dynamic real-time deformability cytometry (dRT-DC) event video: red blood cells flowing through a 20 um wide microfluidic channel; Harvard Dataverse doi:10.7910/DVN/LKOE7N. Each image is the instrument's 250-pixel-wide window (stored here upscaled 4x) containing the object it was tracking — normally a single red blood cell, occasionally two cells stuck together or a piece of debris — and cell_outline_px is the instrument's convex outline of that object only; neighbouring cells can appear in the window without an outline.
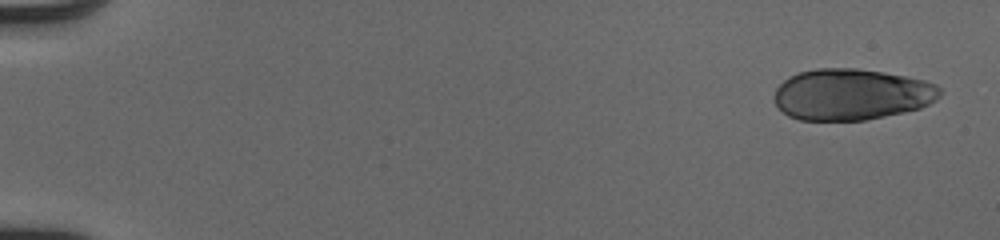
{"species": "human", "species_latin": "Homo sapiens", "temperature_condition": "cold", "stored_images_in_passage": 49, "camera_frame_rate_fps": 3000, "um_per_image_px": 0.085, "donor": {"sex": "male"}, "frame": {"image": 1, "passage_image": 1, "time_ms": 0.0, "image_size_px": [1000, 240], "cell_outline_px": [[940, 96], [936, 100], [920, 108], [904, 112], [864, 120], [800, 120], [788, 116], [772, 100], [772, 96], [776, 88], [788, 76], [800, 72], [816, 68], [856, 68], [884, 72], [924, 80], [936, 84], [940, 88]], "centroid_in_image_um": [72.35, 8.02], "position_along_channel_um": 12.7, "area_um2": 49.65}}
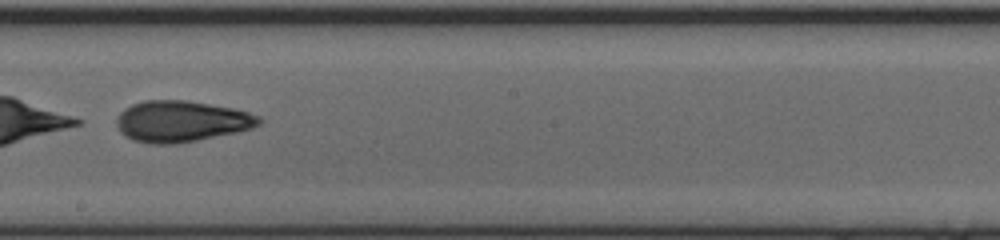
{"frame": {"image": 2, "passage_image": 30, "time_ms": 9.667, "image_size_px": [1000, 240], "cell_outline_px": [[264, 120], [260, 124], [252, 128], [240, 132], [176, 144], [152, 144], [132, 140], [124, 136], [120, 132], [116, 124], [116, 116], [124, 108], [132, 104], [144, 100], [188, 100], [232, 108], [248, 112], [260, 116]], "centroid_in_image_um": [15.41, 10.32], "position_along_channel_um": 232.8, "area_um2": 34.62}}
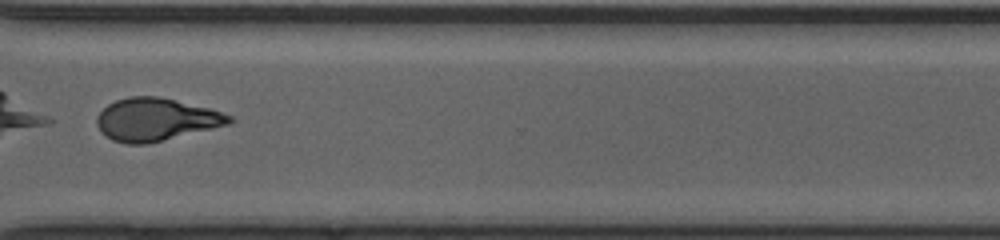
{"frame": {"image": 3, "passage_image": 39, "time_ms": 12.667, "image_size_px": [1000, 240], "cell_outline_px": [[232, 120], [228, 124], [212, 128], [144, 144], [128, 144], [112, 140], [100, 132], [96, 124], [96, 116], [108, 104], [116, 100], [128, 96], [156, 96], [208, 108], [232, 116]], "centroid_in_image_um": [13.17, 10.15], "position_along_channel_um": 357.4, "area_um2": 32.37}, "authors_computed_cell_mechanics": {"area_um2": 49.4768, "velocity_mm_per_s": 4.127, "shape_relaxation_time_tau1_ms": 5.3046, "shape_relaxation_time_tau2_ms": 2.3, "deformation_change_tau1": 0.1755, "deformation_change_tau2": 0.0931}}